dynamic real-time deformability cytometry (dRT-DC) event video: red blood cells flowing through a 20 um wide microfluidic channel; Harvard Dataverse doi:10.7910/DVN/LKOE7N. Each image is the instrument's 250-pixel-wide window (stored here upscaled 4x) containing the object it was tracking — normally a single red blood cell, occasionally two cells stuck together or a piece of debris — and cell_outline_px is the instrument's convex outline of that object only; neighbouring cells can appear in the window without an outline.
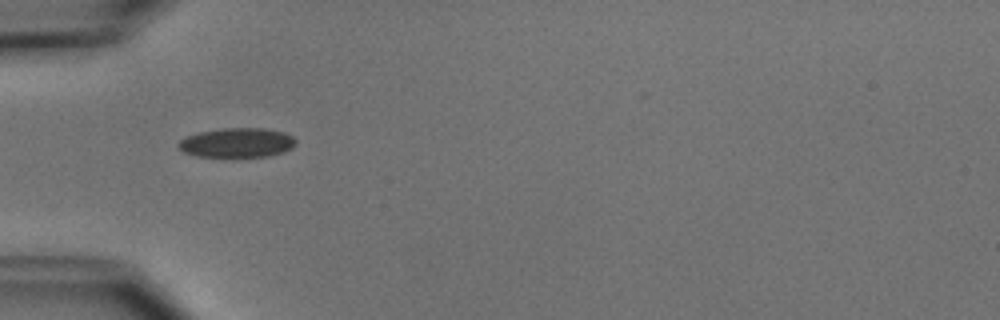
{"species": "common noctule bat (a hibernating species)", "species_latin": "Nyctalus noctula", "temperature_condition": "cold", "stored_images_in_passage": 7, "camera_frame_rate_fps": 3000, "um_per_image_px": 0.085, "animal": {"sex": "male", "body_mass_g": 15.6}, "frame": {"image": 1, "passage_image": 5, "time_ms": 4.333, "image_size_px": [1000, 320], "cell_outline_px": [[296, 144], [292, 148], [284, 152], [268, 156], [196, 156], [184, 152], [176, 144], [184, 136], [196, 132], [224, 128], [264, 128], [284, 132], [292, 136], [296, 140]], "centroid_in_image_um": [20.14, 12.11], "position_along_channel_um": 64.9, "area_um2": 20.23}}
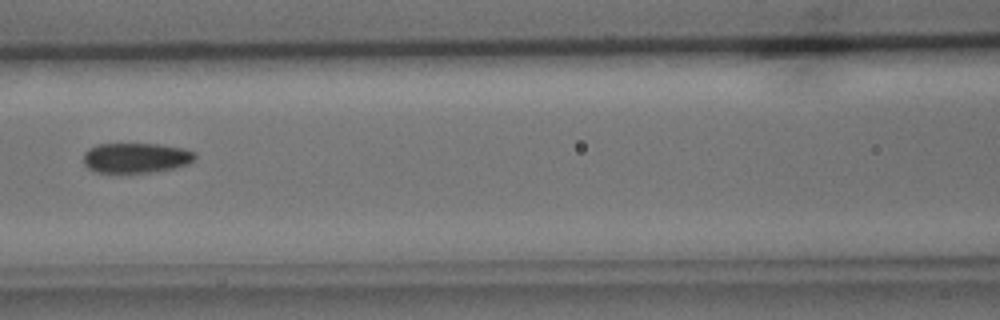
{"frame": {"image": 2, "passage_image": 7, "time_ms": 6.667, "image_size_px": [1000, 320], "cell_outline_px": [[196, 156], [188, 164], [172, 168], [152, 172], [96, 172], [88, 168], [84, 164], [84, 152], [88, 148], [100, 144], [160, 144], [184, 148], [196, 152]], "centroid_in_image_um": [11.56, 13.4], "position_along_channel_um": 155.0, "area_um2": 19.48}}